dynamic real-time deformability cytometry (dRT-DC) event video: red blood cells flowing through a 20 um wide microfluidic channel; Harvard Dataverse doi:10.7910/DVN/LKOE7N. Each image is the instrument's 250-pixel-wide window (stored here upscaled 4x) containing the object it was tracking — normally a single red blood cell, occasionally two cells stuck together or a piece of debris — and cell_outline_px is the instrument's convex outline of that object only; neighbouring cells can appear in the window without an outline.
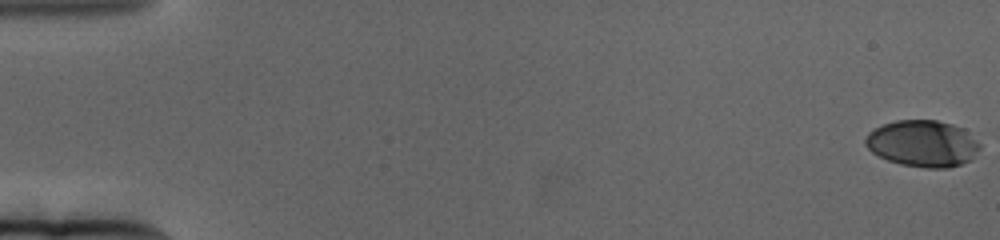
{"species": "human", "species_latin": "Homo sapiens", "temperature_condition": "cold", "stored_images_in_passage": 67, "camera_frame_rate_fps": 3000, "um_per_image_px": 0.085, "donor": {"sex": "female"}, "frame": {"image": 1, "passage_image": 1, "time_ms": 0.0, "image_size_px": [1000, 240], "cell_outline_px": [[980, 148], [972, 160], [948, 168], [924, 168], [900, 164], [888, 160], [872, 152], [864, 144], [864, 140], [868, 132], [884, 124], [896, 120], [936, 120], [952, 124], [964, 128], [980, 144]], "centroid_in_image_um": [78.44, 12.2], "position_along_channel_um": 6.6, "area_um2": 31.15}}
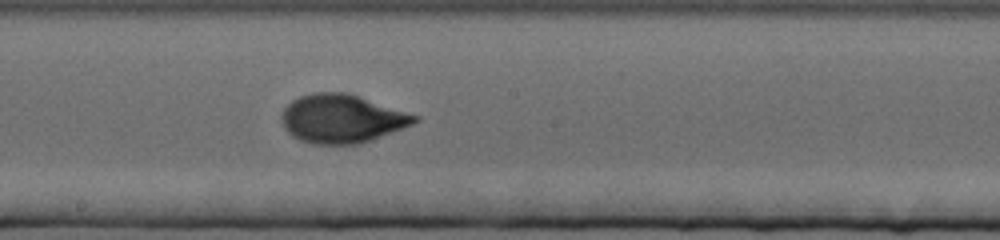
{"frame": {"image": 2, "passage_image": 38, "time_ms": 12.333, "image_size_px": [1000, 240], "cell_outline_px": [[420, 120], [412, 124], [360, 144], [312, 144], [300, 140], [292, 136], [284, 128], [284, 108], [292, 100], [300, 96], [316, 92], [344, 92], [420, 116]], "centroid_in_image_um": [29.06, 10.1], "position_along_channel_um": 219.1, "area_um2": 36.99}}
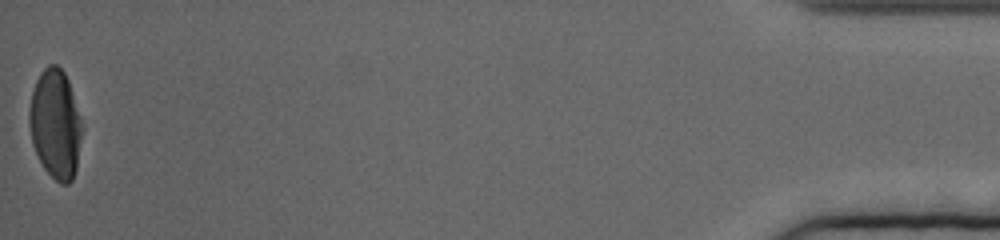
{"frame": {"image": 3, "passage_image": 67, "time_ms": 22.0, "image_size_px": [1000, 240], "cell_outline_px": [[80, 136], [76, 168], [72, 180], [68, 184], [60, 184], [44, 168], [32, 144], [28, 120], [28, 116], [32, 92], [36, 80], [40, 72], [48, 64], [56, 64], [64, 72], [68, 80], [80, 116]], "centroid_in_image_um": [4.68, 10.52], "position_along_channel_um": 430.5, "area_um2": 33.06}, "authors_computed_cell_mechanics": {"area_um2": 35.4892, "velocity_mm_per_s": 3.1062, "shape_relaxation_time_tau1_ms": 5.0758, "shape_relaxation_time_tau2_ms": 1.0754, "deformation_change_tau1": 0.2035, "deformation_change_tau2": 0.0513}}